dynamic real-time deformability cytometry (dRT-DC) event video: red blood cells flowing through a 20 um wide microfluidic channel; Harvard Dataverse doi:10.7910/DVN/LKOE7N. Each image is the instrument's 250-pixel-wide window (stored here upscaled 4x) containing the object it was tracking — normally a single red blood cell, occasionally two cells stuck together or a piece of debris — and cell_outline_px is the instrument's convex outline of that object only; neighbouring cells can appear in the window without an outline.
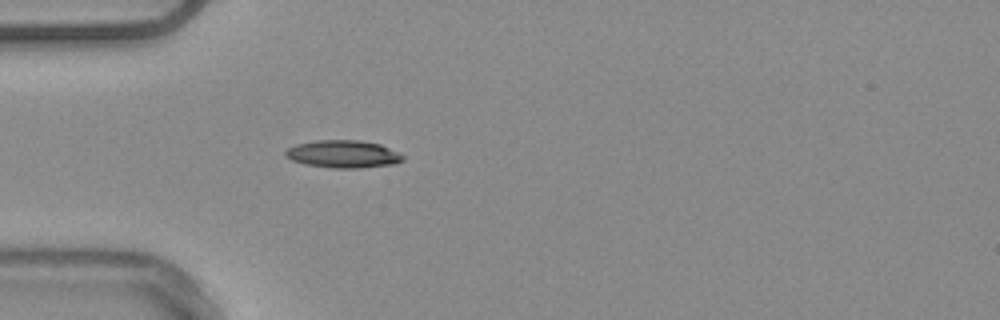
{"species": "common noctule bat (a hibernating species)", "species_latin": "Nyctalus noctula", "temperature_condition": "warm", "stored_images_in_passage": 54, "camera_frame_rate_fps": 3000, "um_per_image_px": 0.085, "animal": {"sex": "male", "body_mass_g": 20.4}, "frame": {"image": 1, "passage_image": 16, "time_ms": 5.0, "image_size_px": [1000, 320], "cell_outline_px": [[404, 160], [396, 164], [360, 168], [332, 168], [304, 164], [292, 160], [284, 156], [284, 152], [288, 148], [296, 144], [316, 140], [356, 140], [380, 144], [404, 156]], "centroid_in_image_um": [29.14, 13.1], "position_along_channel_um": 55.9, "area_um2": 18.9}, "authors_computed_cell_mechanics": {"area_um2": 17.1088, "velocity_mm_per_s": 3.7845, "shape_relaxation_time_tau1_ms": 4.3452, "shape_relaxation_time_tau2_ms": null, "deformation_change_tau1": 0.1034, "deformation_change_tau2": null}}